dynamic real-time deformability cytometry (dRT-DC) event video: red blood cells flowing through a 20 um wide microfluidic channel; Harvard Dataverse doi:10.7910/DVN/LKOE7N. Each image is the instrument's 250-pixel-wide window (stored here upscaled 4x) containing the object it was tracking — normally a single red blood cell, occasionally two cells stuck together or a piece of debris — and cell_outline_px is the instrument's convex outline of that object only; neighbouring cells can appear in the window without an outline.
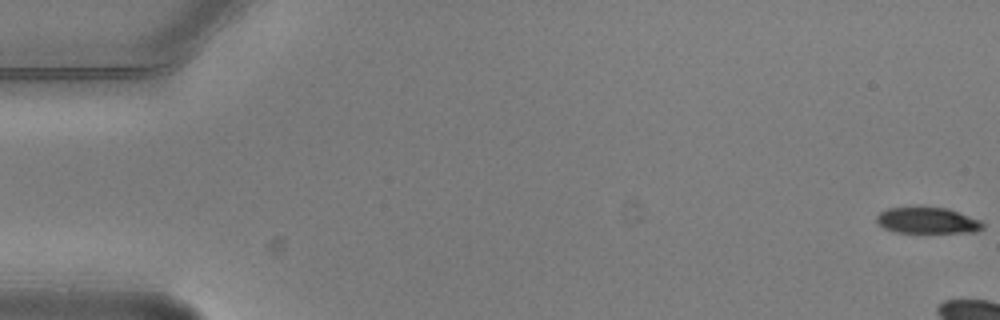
{"species": "common noctule bat (a hibernating species)", "species_latin": "Nyctalus noctula", "temperature_condition": "warm", "stored_images_in_passage": 4, "camera_frame_rate_fps": 3000, "um_per_image_px": 0.085, "animal": {"sex": "male", "body_mass_g": 20.5, "forearm_length_mm": 52.5}, "frame": {"image": 1, "passage_image": 1, "time_ms": 0.0, "image_size_px": [1000, 320], "cell_outline_px": [[984, 228], [976, 232], [896, 232], [884, 228], [876, 220], [876, 216], [880, 212], [888, 208], [948, 208], [980, 220], [984, 224]], "centroid_in_image_um": [78.86, 18.75], "position_along_channel_um": 6.1, "area_um2": 15.9}}